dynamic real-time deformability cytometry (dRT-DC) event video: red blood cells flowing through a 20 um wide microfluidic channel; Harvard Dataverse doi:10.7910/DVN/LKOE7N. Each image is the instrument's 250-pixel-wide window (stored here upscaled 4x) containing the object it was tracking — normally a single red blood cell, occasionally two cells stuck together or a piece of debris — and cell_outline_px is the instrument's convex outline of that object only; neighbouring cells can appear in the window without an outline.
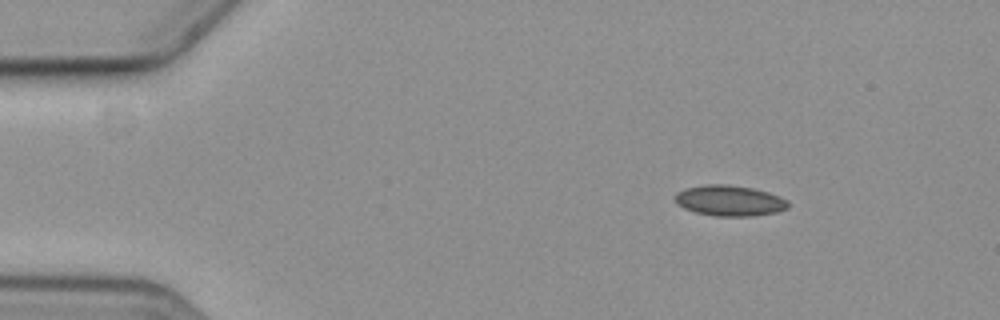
{"species": "common noctule bat (a hibernating species)", "species_latin": "Nyctalus noctula", "temperature_condition": "cold", "stored_images_in_passage": 6, "camera_frame_rate_fps": 3000, "um_per_image_px": 0.085, "animal": {"sex": "female", "body_mass_g": 19.3, "forearm_length_mm": 54.1}, "frame": {"image": 1, "passage_image": 2, "time_ms": 1.0, "image_size_px": [1000, 320], "cell_outline_px": [[788, 208], [776, 212], [752, 216], [716, 216], [696, 212], [684, 208], [676, 204], [676, 192], [684, 188], [704, 184], [728, 184], [752, 188], [768, 192], [780, 196], [788, 200]], "centroid_in_image_um": [62.01, 17.04], "position_along_channel_um": 23.0, "area_um2": 20.29}}
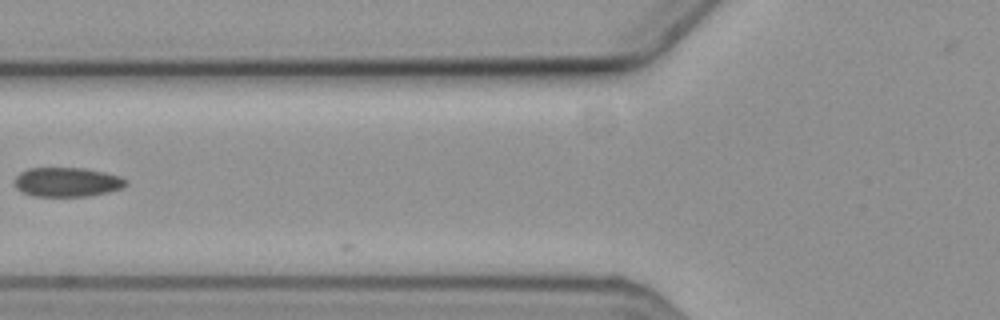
{"frame": {"image": 2, "passage_image": 6, "time_ms": 6.0, "image_size_px": [1000, 320], "cell_outline_px": [[128, 184], [124, 188], [108, 192], [88, 196], [32, 196], [20, 192], [16, 188], [16, 176], [20, 172], [28, 168], [84, 168], [104, 172], [120, 176], [128, 180]], "centroid_in_image_um": [5.73, 15.48], "position_along_channel_um": 120.1, "area_um2": 19.19}}